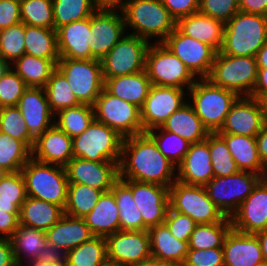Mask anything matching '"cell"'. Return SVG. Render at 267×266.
<instances>
[{
	"instance_id": "cell-65",
	"label": "cell",
	"mask_w": 267,
	"mask_h": 266,
	"mask_svg": "<svg viewBox=\"0 0 267 266\" xmlns=\"http://www.w3.org/2000/svg\"><path fill=\"white\" fill-rule=\"evenodd\" d=\"M250 97L257 99L260 105L264 120L267 123V93H252Z\"/></svg>"
},
{
	"instance_id": "cell-60",
	"label": "cell",
	"mask_w": 267,
	"mask_h": 266,
	"mask_svg": "<svg viewBox=\"0 0 267 266\" xmlns=\"http://www.w3.org/2000/svg\"><path fill=\"white\" fill-rule=\"evenodd\" d=\"M0 266H18L9 239L0 238Z\"/></svg>"
},
{
	"instance_id": "cell-29",
	"label": "cell",
	"mask_w": 267,
	"mask_h": 266,
	"mask_svg": "<svg viewBox=\"0 0 267 266\" xmlns=\"http://www.w3.org/2000/svg\"><path fill=\"white\" fill-rule=\"evenodd\" d=\"M9 240L18 266H23L21 254L27 262L52 255L45 231L19 224Z\"/></svg>"
},
{
	"instance_id": "cell-15",
	"label": "cell",
	"mask_w": 267,
	"mask_h": 266,
	"mask_svg": "<svg viewBox=\"0 0 267 266\" xmlns=\"http://www.w3.org/2000/svg\"><path fill=\"white\" fill-rule=\"evenodd\" d=\"M182 60L196 77L207 78L211 72L216 51L210 46L183 34L177 27L162 42Z\"/></svg>"
},
{
	"instance_id": "cell-42",
	"label": "cell",
	"mask_w": 267,
	"mask_h": 266,
	"mask_svg": "<svg viewBox=\"0 0 267 266\" xmlns=\"http://www.w3.org/2000/svg\"><path fill=\"white\" fill-rule=\"evenodd\" d=\"M44 88L54 115L63 109L81 104L73 94L66 77L58 68L53 71Z\"/></svg>"
},
{
	"instance_id": "cell-24",
	"label": "cell",
	"mask_w": 267,
	"mask_h": 266,
	"mask_svg": "<svg viewBox=\"0 0 267 266\" xmlns=\"http://www.w3.org/2000/svg\"><path fill=\"white\" fill-rule=\"evenodd\" d=\"M32 158L65 167L73 159L72 138L54 124L35 140Z\"/></svg>"
},
{
	"instance_id": "cell-38",
	"label": "cell",
	"mask_w": 267,
	"mask_h": 266,
	"mask_svg": "<svg viewBox=\"0 0 267 266\" xmlns=\"http://www.w3.org/2000/svg\"><path fill=\"white\" fill-rule=\"evenodd\" d=\"M25 53L50 60H59L55 29L25 25Z\"/></svg>"
},
{
	"instance_id": "cell-9",
	"label": "cell",
	"mask_w": 267,
	"mask_h": 266,
	"mask_svg": "<svg viewBox=\"0 0 267 266\" xmlns=\"http://www.w3.org/2000/svg\"><path fill=\"white\" fill-rule=\"evenodd\" d=\"M169 206L176 212L188 215L197 224L221 222L226 217L209 198L204 186L178 180L169 187Z\"/></svg>"
},
{
	"instance_id": "cell-45",
	"label": "cell",
	"mask_w": 267,
	"mask_h": 266,
	"mask_svg": "<svg viewBox=\"0 0 267 266\" xmlns=\"http://www.w3.org/2000/svg\"><path fill=\"white\" fill-rule=\"evenodd\" d=\"M32 157V150L18 139L0 132V166L8 172H18Z\"/></svg>"
},
{
	"instance_id": "cell-68",
	"label": "cell",
	"mask_w": 267,
	"mask_h": 266,
	"mask_svg": "<svg viewBox=\"0 0 267 266\" xmlns=\"http://www.w3.org/2000/svg\"><path fill=\"white\" fill-rule=\"evenodd\" d=\"M98 7L120 8L125 0H93Z\"/></svg>"
},
{
	"instance_id": "cell-1",
	"label": "cell",
	"mask_w": 267,
	"mask_h": 266,
	"mask_svg": "<svg viewBox=\"0 0 267 266\" xmlns=\"http://www.w3.org/2000/svg\"><path fill=\"white\" fill-rule=\"evenodd\" d=\"M176 167L146 132L123 138L118 164L120 179L170 187L176 181Z\"/></svg>"
},
{
	"instance_id": "cell-30",
	"label": "cell",
	"mask_w": 267,
	"mask_h": 266,
	"mask_svg": "<svg viewBox=\"0 0 267 266\" xmlns=\"http://www.w3.org/2000/svg\"><path fill=\"white\" fill-rule=\"evenodd\" d=\"M151 86L145 70L104 80V89L108 93L132 103L140 109L144 105Z\"/></svg>"
},
{
	"instance_id": "cell-67",
	"label": "cell",
	"mask_w": 267,
	"mask_h": 266,
	"mask_svg": "<svg viewBox=\"0 0 267 266\" xmlns=\"http://www.w3.org/2000/svg\"><path fill=\"white\" fill-rule=\"evenodd\" d=\"M255 57L258 68H267V42L259 49Z\"/></svg>"
},
{
	"instance_id": "cell-56",
	"label": "cell",
	"mask_w": 267,
	"mask_h": 266,
	"mask_svg": "<svg viewBox=\"0 0 267 266\" xmlns=\"http://www.w3.org/2000/svg\"><path fill=\"white\" fill-rule=\"evenodd\" d=\"M177 22L180 18L199 12V0H161Z\"/></svg>"
},
{
	"instance_id": "cell-2",
	"label": "cell",
	"mask_w": 267,
	"mask_h": 266,
	"mask_svg": "<svg viewBox=\"0 0 267 266\" xmlns=\"http://www.w3.org/2000/svg\"><path fill=\"white\" fill-rule=\"evenodd\" d=\"M267 42V16L238 11L224 27L222 54L253 56Z\"/></svg>"
},
{
	"instance_id": "cell-31",
	"label": "cell",
	"mask_w": 267,
	"mask_h": 266,
	"mask_svg": "<svg viewBox=\"0 0 267 266\" xmlns=\"http://www.w3.org/2000/svg\"><path fill=\"white\" fill-rule=\"evenodd\" d=\"M96 237H107L120 230L119 209L114 193L103 192L92 211L83 217Z\"/></svg>"
},
{
	"instance_id": "cell-58",
	"label": "cell",
	"mask_w": 267,
	"mask_h": 266,
	"mask_svg": "<svg viewBox=\"0 0 267 266\" xmlns=\"http://www.w3.org/2000/svg\"><path fill=\"white\" fill-rule=\"evenodd\" d=\"M19 225V213H7L0 210V238L9 239ZM5 235V236H4Z\"/></svg>"
},
{
	"instance_id": "cell-3",
	"label": "cell",
	"mask_w": 267,
	"mask_h": 266,
	"mask_svg": "<svg viewBox=\"0 0 267 266\" xmlns=\"http://www.w3.org/2000/svg\"><path fill=\"white\" fill-rule=\"evenodd\" d=\"M125 25L133 28L136 35L149 42V38H160L162 43L176 28V21L161 0H126L120 7Z\"/></svg>"
},
{
	"instance_id": "cell-34",
	"label": "cell",
	"mask_w": 267,
	"mask_h": 266,
	"mask_svg": "<svg viewBox=\"0 0 267 266\" xmlns=\"http://www.w3.org/2000/svg\"><path fill=\"white\" fill-rule=\"evenodd\" d=\"M64 215V209L54 203L27 197L19 210V224L47 231Z\"/></svg>"
},
{
	"instance_id": "cell-73",
	"label": "cell",
	"mask_w": 267,
	"mask_h": 266,
	"mask_svg": "<svg viewBox=\"0 0 267 266\" xmlns=\"http://www.w3.org/2000/svg\"><path fill=\"white\" fill-rule=\"evenodd\" d=\"M105 266H116V265H113V264H109V263H108V264H107V265H105Z\"/></svg>"
},
{
	"instance_id": "cell-5",
	"label": "cell",
	"mask_w": 267,
	"mask_h": 266,
	"mask_svg": "<svg viewBox=\"0 0 267 266\" xmlns=\"http://www.w3.org/2000/svg\"><path fill=\"white\" fill-rule=\"evenodd\" d=\"M21 173L28 197L54 203L64 209L68 191L65 167L42 163L31 157Z\"/></svg>"
},
{
	"instance_id": "cell-50",
	"label": "cell",
	"mask_w": 267,
	"mask_h": 266,
	"mask_svg": "<svg viewBox=\"0 0 267 266\" xmlns=\"http://www.w3.org/2000/svg\"><path fill=\"white\" fill-rule=\"evenodd\" d=\"M0 132L23 141L31 150L35 140L30 136L23 114L17 106L0 108Z\"/></svg>"
},
{
	"instance_id": "cell-4",
	"label": "cell",
	"mask_w": 267,
	"mask_h": 266,
	"mask_svg": "<svg viewBox=\"0 0 267 266\" xmlns=\"http://www.w3.org/2000/svg\"><path fill=\"white\" fill-rule=\"evenodd\" d=\"M195 81L189 88L192 107L210 133L223 126L232 105L240 97L237 93L213 85L207 78Z\"/></svg>"
},
{
	"instance_id": "cell-63",
	"label": "cell",
	"mask_w": 267,
	"mask_h": 266,
	"mask_svg": "<svg viewBox=\"0 0 267 266\" xmlns=\"http://www.w3.org/2000/svg\"><path fill=\"white\" fill-rule=\"evenodd\" d=\"M252 93H267V68H258L257 80Z\"/></svg>"
},
{
	"instance_id": "cell-21",
	"label": "cell",
	"mask_w": 267,
	"mask_h": 266,
	"mask_svg": "<svg viewBox=\"0 0 267 266\" xmlns=\"http://www.w3.org/2000/svg\"><path fill=\"white\" fill-rule=\"evenodd\" d=\"M266 124L256 98L240 96L217 133L256 137Z\"/></svg>"
},
{
	"instance_id": "cell-70",
	"label": "cell",
	"mask_w": 267,
	"mask_h": 266,
	"mask_svg": "<svg viewBox=\"0 0 267 266\" xmlns=\"http://www.w3.org/2000/svg\"><path fill=\"white\" fill-rule=\"evenodd\" d=\"M8 65L0 59V75L6 70Z\"/></svg>"
},
{
	"instance_id": "cell-12",
	"label": "cell",
	"mask_w": 267,
	"mask_h": 266,
	"mask_svg": "<svg viewBox=\"0 0 267 266\" xmlns=\"http://www.w3.org/2000/svg\"><path fill=\"white\" fill-rule=\"evenodd\" d=\"M262 178L254 172L238 171L227 177H213L204 187L222 213L231 217Z\"/></svg>"
},
{
	"instance_id": "cell-44",
	"label": "cell",
	"mask_w": 267,
	"mask_h": 266,
	"mask_svg": "<svg viewBox=\"0 0 267 266\" xmlns=\"http://www.w3.org/2000/svg\"><path fill=\"white\" fill-rule=\"evenodd\" d=\"M55 30L74 21L89 18L99 7L93 0H52Z\"/></svg>"
},
{
	"instance_id": "cell-71",
	"label": "cell",
	"mask_w": 267,
	"mask_h": 266,
	"mask_svg": "<svg viewBox=\"0 0 267 266\" xmlns=\"http://www.w3.org/2000/svg\"><path fill=\"white\" fill-rule=\"evenodd\" d=\"M9 172L6 171L2 166H0V181L8 174Z\"/></svg>"
},
{
	"instance_id": "cell-7",
	"label": "cell",
	"mask_w": 267,
	"mask_h": 266,
	"mask_svg": "<svg viewBox=\"0 0 267 266\" xmlns=\"http://www.w3.org/2000/svg\"><path fill=\"white\" fill-rule=\"evenodd\" d=\"M122 142L123 137L115 130L94 119L85 131L72 138L73 158L119 164Z\"/></svg>"
},
{
	"instance_id": "cell-43",
	"label": "cell",
	"mask_w": 267,
	"mask_h": 266,
	"mask_svg": "<svg viewBox=\"0 0 267 266\" xmlns=\"http://www.w3.org/2000/svg\"><path fill=\"white\" fill-rule=\"evenodd\" d=\"M55 115L58 121H54V124L71 138L80 135L95 119L94 108L88 104L69 107Z\"/></svg>"
},
{
	"instance_id": "cell-66",
	"label": "cell",
	"mask_w": 267,
	"mask_h": 266,
	"mask_svg": "<svg viewBox=\"0 0 267 266\" xmlns=\"http://www.w3.org/2000/svg\"><path fill=\"white\" fill-rule=\"evenodd\" d=\"M255 235L260 243L264 262L267 264V229L259 231Z\"/></svg>"
},
{
	"instance_id": "cell-18",
	"label": "cell",
	"mask_w": 267,
	"mask_h": 266,
	"mask_svg": "<svg viewBox=\"0 0 267 266\" xmlns=\"http://www.w3.org/2000/svg\"><path fill=\"white\" fill-rule=\"evenodd\" d=\"M184 96V89L152 85L140 109L143 133L161 127L170 115L186 103Z\"/></svg>"
},
{
	"instance_id": "cell-53",
	"label": "cell",
	"mask_w": 267,
	"mask_h": 266,
	"mask_svg": "<svg viewBox=\"0 0 267 266\" xmlns=\"http://www.w3.org/2000/svg\"><path fill=\"white\" fill-rule=\"evenodd\" d=\"M238 11L239 0H199V12L227 23Z\"/></svg>"
},
{
	"instance_id": "cell-36",
	"label": "cell",
	"mask_w": 267,
	"mask_h": 266,
	"mask_svg": "<svg viewBox=\"0 0 267 266\" xmlns=\"http://www.w3.org/2000/svg\"><path fill=\"white\" fill-rule=\"evenodd\" d=\"M59 60L42 59L24 54L13 64L14 71L28 87H45Z\"/></svg>"
},
{
	"instance_id": "cell-14",
	"label": "cell",
	"mask_w": 267,
	"mask_h": 266,
	"mask_svg": "<svg viewBox=\"0 0 267 266\" xmlns=\"http://www.w3.org/2000/svg\"><path fill=\"white\" fill-rule=\"evenodd\" d=\"M107 260L116 266H142L151 258L147 230H119L106 237Z\"/></svg>"
},
{
	"instance_id": "cell-47",
	"label": "cell",
	"mask_w": 267,
	"mask_h": 266,
	"mask_svg": "<svg viewBox=\"0 0 267 266\" xmlns=\"http://www.w3.org/2000/svg\"><path fill=\"white\" fill-rule=\"evenodd\" d=\"M20 15L25 25L55 29L52 0H20Z\"/></svg>"
},
{
	"instance_id": "cell-10",
	"label": "cell",
	"mask_w": 267,
	"mask_h": 266,
	"mask_svg": "<svg viewBox=\"0 0 267 266\" xmlns=\"http://www.w3.org/2000/svg\"><path fill=\"white\" fill-rule=\"evenodd\" d=\"M57 68L66 77L78 101L93 106L104 89L101 61L60 57Z\"/></svg>"
},
{
	"instance_id": "cell-69",
	"label": "cell",
	"mask_w": 267,
	"mask_h": 266,
	"mask_svg": "<svg viewBox=\"0 0 267 266\" xmlns=\"http://www.w3.org/2000/svg\"><path fill=\"white\" fill-rule=\"evenodd\" d=\"M0 210L7 213H19L20 208L14 203V201L0 200Z\"/></svg>"
},
{
	"instance_id": "cell-6",
	"label": "cell",
	"mask_w": 267,
	"mask_h": 266,
	"mask_svg": "<svg viewBox=\"0 0 267 266\" xmlns=\"http://www.w3.org/2000/svg\"><path fill=\"white\" fill-rule=\"evenodd\" d=\"M257 73L256 57L231 56L218 51L207 79L213 85L231 90L239 96H251Z\"/></svg>"
},
{
	"instance_id": "cell-62",
	"label": "cell",
	"mask_w": 267,
	"mask_h": 266,
	"mask_svg": "<svg viewBox=\"0 0 267 266\" xmlns=\"http://www.w3.org/2000/svg\"><path fill=\"white\" fill-rule=\"evenodd\" d=\"M28 263H30L28 264L29 266L31 265V263H32L31 266H66L64 257L60 255H54V254L48 257L30 261Z\"/></svg>"
},
{
	"instance_id": "cell-46",
	"label": "cell",
	"mask_w": 267,
	"mask_h": 266,
	"mask_svg": "<svg viewBox=\"0 0 267 266\" xmlns=\"http://www.w3.org/2000/svg\"><path fill=\"white\" fill-rule=\"evenodd\" d=\"M157 131L160 133L156 134ZM146 133L154 140L161 154L175 166L181 163L191 145L178 134L163 130L161 127L153 128Z\"/></svg>"
},
{
	"instance_id": "cell-59",
	"label": "cell",
	"mask_w": 267,
	"mask_h": 266,
	"mask_svg": "<svg viewBox=\"0 0 267 266\" xmlns=\"http://www.w3.org/2000/svg\"><path fill=\"white\" fill-rule=\"evenodd\" d=\"M239 9L244 13L267 16V0H239Z\"/></svg>"
},
{
	"instance_id": "cell-64",
	"label": "cell",
	"mask_w": 267,
	"mask_h": 266,
	"mask_svg": "<svg viewBox=\"0 0 267 266\" xmlns=\"http://www.w3.org/2000/svg\"><path fill=\"white\" fill-rule=\"evenodd\" d=\"M142 266H184V263L177 261L159 260L151 257Z\"/></svg>"
},
{
	"instance_id": "cell-25",
	"label": "cell",
	"mask_w": 267,
	"mask_h": 266,
	"mask_svg": "<svg viewBox=\"0 0 267 266\" xmlns=\"http://www.w3.org/2000/svg\"><path fill=\"white\" fill-rule=\"evenodd\" d=\"M224 266H264L260 243L255 234L230 229L223 242Z\"/></svg>"
},
{
	"instance_id": "cell-41",
	"label": "cell",
	"mask_w": 267,
	"mask_h": 266,
	"mask_svg": "<svg viewBox=\"0 0 267 266\" xmlns=\"http://www.w3.org/2000/svg\"><path fill=\"white\" fill-rule=\"evenodd\" d=\"M231 228V220L227 216L221 222L197 224L188 242L189 249L222 248Z\"/></svg>"
},
{
	"instance_id": "cell-51",
	"label": "cell",
	"mask_w": 267,
	"mask_h": 266,
	"mask_svg": "<svg viewBox=\"0 0 267 266\" xmlns=\"http://www.w3.org/2000/svg\"><path fill=\"white\" fill-rule=\"evenodd\" d=\"M12 68V66H8L0 75V108L17 106L24 91L28 88Z\"/></svg>"
},
{
	"instance_id": "cell-11",
	"label": "cell",
	"mask_w": 267,
	"mask_h": 266,
	"mask_svg": "<svg viewBox=\"0 0 267 266\" xmlns=\"http://www.w3.org/2000/svg\"><path fill=\"white\" fill-rule=\"evenodd\" d=\"M95 120L115 130L123 138L143 133L141 110L103 89L94 105Z\"/></svg>"
},
{
	"instance_id": "cell-57",
	"label": "cell",
	"mask_w": 267,
	"mask_h": 266,
	"mask_svg": "<svg viewBox=\"0 0 267 266\" xmlns=\"http://www.w3.org/2000/svg\"><path fill=\"white\" fill-rule=\"evenodd\" d=\"M20 22V0H0V30Z\"/></svg>"
},
{
	"instance_id": "cell-13",
	"label": "cell",
	"mask_w": 267,
	"mask_h": 266,
	"mask_svg": "<svg viewBox=\"0 0 267 266\" xmlns=\"http://www.w3.org/2000/svg\"><path fill=\"white\" fill-rule=\"evenodd\" d=\"M149 45L147 40L136 35L123 36L100 60L103 79L145 70V57Z\"/></svg>"
},
{
	"instance_id": "cell-72",
	"label": "cell",
	"mask_w": 267,
	"mask_h": 266,
	"mask_svg": "<svg viewBox=\"0 0 267 266\" xmlns=\"http://www.w3.org/2000/svg\"><path fill=\"white\" fill-rule=\"evenodd\" d=\"M263 178L267 181V166H266V169H265V173H264Z\"/></svg>"
},
{
	"instance_id": "cell-28",
	"label": "cell",
	"mask_w": 267,
	"mask_h": 266,
	"mask_svg": "<svg viewBox=\"0 0 267 266\" xmlns=\"http://www.w3.org/2000/svg\"><path fill=\"white\" fill-rule=\"evenodd\" d=\"M176 27L186 36L210 45L216 52L222 47L225 24L220 20L197 12L180 18Z\"/></svg>"
},
{
	"instance_id": "cell-35",
	"label": "cell",
	"mask_w": 267,
	"mask_h": 266,
	"mask_svg": "<svg viewBox=\"0 0 267 266\" xmlns=\"http://www.w3.org/2000/svg\"><path fill=\"white\" fill-rule=\"evenodd\" d=\"M147 231L153 258L180 263L185 262L189 251L188 242L175 238L165 224L150 227Z\"/></svg>"
},
{
	"instance_id": "cell-61",
	"label": "cell",
	"mask_w": 267,
	"mask_h": 266,
	"mask_svg": "<svg viewBox=\"0 0 267 266\" xmlns=\"http://www.w3.org/2000/svg\"><path fill=\"white\" fill-rule=\"evenodd\" d=\"M257 148L262 164L267 166V123L256 136Z\"/></svg>"
},
{
	"instance_id": "cell-37",
	"label": "cell",
	"mask_w": 267,
	"mask_h": 266,
	"mask_svg": "<svg viewBox=\"0 0 267 266\" xmlns=\"http://www.w3.org/2000/svg\"><path fill=\"white\" fill-rule=\"evenodd\" d=\"M111 191L119 209L120 230H143V217L133 199L131 188L119 178Z\"/></svg>"
},
{
	"instance_id": "cell-48",
	"label": "cell",
	"mask_w": 267,
	"mask_h": 266,
	"mask_svg": "<svg viewBox=\"0 0 267 266\" xmlns=\"http://www.w3.org/2000/svg\"><path fill=\"white\" fill-rule=\"evenodd\" d=\"M24 35L25 24L23 22L0 30V59L8 66H12V63L25 54Z\"/></svg>"
},
{
	"instance_id": "cell-40",
	"label": "cell",
	"mask_w": 267,
	"mask_h": 266,
	"mask_svg": "<svg viewBox=\"0 0 267 266\" xmlns=\"http://www.w3.org/2000/svg\"><path fill=\"white\" fill-rule=\"evenodd\" d=\"M103 191L79 183H68L67 201L64 214L83 218L90 213Z\"/></svg>"
},
{
	"instance_id": "cell-8",
	"label": "cell",
	"mask_w": 267,
	"mask_h": 266,
	"mask_svg": "<svg viewBox=\"0 0 267 266\" xmlns=\"http://www.w3.org/2000/svg\"><path fill=\"white\" fill-rule=\"evenodd\" d=\"M150 44L145 57V71L152 85L187 89L196 78L180 58L163 43ZM186 85V86H185Z\"/></svg>"
},
{
	"instance_id": "cell-19",
	"label": "cell",
	"mask_w": 267,
	"mask_h": 266,
	"mask_svg": "<svg viewBox=\"0 0 267 266\" xmlns=\"http://www.w3.org/2000/svg\"><path fill=\"white\" fill-rule=\"evenodd\" d=\"M230 220L232 229L245 234H256L267 229V181L264 178L239 205Z\"/></svg>"
},
{
	"instance_id": "cell-32",
	"label": "cell",
	"mask_w": 267,
	"mask_h": 266,
	"mask_svg": "<svg viewBox=\"0 0 267 266\" xmlns=\"http://www.w3.org/2000/svg\"><path fill=\"white\" fill-rule=\"evenodd\" d=\"M161 128L178 134L191 144L205 141L210 134L201 119L196 115L191 103L183 104L168 117Z\"/></svg>"
},
{
	"instance_id": "cell-54",
	"label": "cell",
	"mask_w": 267,
	"mask_h": 266,
	"mask_svg": "<svg viewBox=\"0 0 267 266\" xmlns=\"http://www.w3.org/2000/svg\"><path fill=\"white\" fill-rule=\"evenodd\" d=\"M164 224L175 238L185 242H189L190 236L197 225V223L191 217L176 212L170 207L168 209Z\"/></svg>"
},
{
	"instance_id": "cell-20",
	"label": "cell",
	"mask_w": 267,
	"mask_h": 266,
	"mask_svg": "<svg viewBox=\"0 0 267 266\" xmlns=\"http://www.w3.org/2000/svg\"><path fill=\"white\" fill-rule=\"evenodd\" d=\"M68 183H79L103 192L110 191L119 179L117 162H94L73 158L66 166Z\"/></svg>"
},
{
	"instance_id": "cell-27",
	"label": "cell",
	"mask_w": 267,
	"mask_h": 266,
	"mask_svg": "<svg viewBox=\"0 0 267 266\" xmlns=\"http://www.w3.org/2000/svg\"><path fill=\"white\" fill-rule=\"evenodd\" d=\"M56 33L60 57L94 59L89 47L94 34L90 30V17L59 27Z\"/></svg>"
},
{
	"instance_id": "cell-55",
	"label": "cell",
	"mask_w": 267,
	"mask_h": 266,
	"mask_svg": "<svg viewBox=\"0 0 267 266\" xmlns=\"http://www.w3.org/2000/svg\"><path fill=\"white\" fill-rule=\"evenodd\" d=\"M184 266H224L223 248L189 249Z\"/></svg>"
},
{
	"instance_id": "cell-26",
	"label": "cell",
	"mask_w": 267,
	"mask_h": 266,
	"mask_svg": "<svg viewBox=\"0 0 267 266\" xmlns=\"http://www.w3.org/2000/svg\"><path fill=\"white\" fill-rule=\"evenodd\" d=\"M177 170L176 180L189 185L205 186L214 177L208 136L205 141L190 145Z\"/></svg>"
},
{
	"instance_id": "cell-22",
	"label": "cell",
	"mask_w": 267,
	"mask_h": 266,
	"mask_svg": "<svg viewBox=\"0 0 267 266\" xmlns=\"http://www.w3.org/2000/svg\"><path fill=\"white\" fill-rule=\"evenodd\" d=\"M23 114L30 136L36 140L44 131L54 125L52 113L43 87H28L17 104Z\"/></svg>"
},
{
	"instance_id": "cell-17",
	"label": "cell",
	"mask_w": 267,
	"mask_h": 266,
	"mask_svg": "<svg viewBox=\"0 0 267 266\" xmlns=\"http://www.w3.org/2000/svg\"><path fill=\"white\" fill-rule=\"evenodd\" d=\"M143 217V230L164 224L169 209V187L156 183L123 180Z\"/></svg>"
},
{
	"instance_id": "cell-49",
	"label": "cell",
	"mask_w": 267,
	"mask_h": 266,
	"mask_svg": "<svg viewBox=\"0 0 267 266\" xmlns=\"http://www.w3.org/2000/svg\"><path fill=\"white\" fill-rule=\"evenodd\" d=\"M208 147L211 155L214 177H227L240 171L226 142L218 133L208 135Z\"/></svg>"
},
{
	"instance_id": "cell-52",
	"label": "cell",
	"mask_w": 267,
	"mask_h": 266,
	"mask_svg": "<svg viewBox=\"0 0 267 266\" xmlns=\"http://www.w3.org/2000/svg\"><path fill=\"white\" fill-rule=\"evenodd\" d=\"M27 197L26 185L21 171L9 172L0 181V200L14 201L20 208Z\"/></svg>"
},
{
	"instance_id": "cell-23",
	"label": "cell",
	"mask_w": 267,
	"mask_h": 266,
	"mask_svg": "<svg viewBox=\"0 0 267 266\" xmlns=\"http://www.w3.org/2000/svg\"><path fill=\"white\" fill-rule=\"evenodd\" d=\"M46 236L51 253L60 256L94 237L83 218L66 214L46 231Z\"/></svg>"
},
{
	"instance_id": "cell-33",
	"label": "cell",
	"mask_w": 267,
	"mask_h": 266,
	"mask_svg": "<svg viewBox=\"0 0 267 266\" xmlns=\"http://www.w3.org/2000/svg\"><path fill=\"white\" fill-rule=\"evenodd\" d=\"M227 147L240 171H250L264 176L266 167L259 157L256 137L236 134L218 133Z\"/></svg>"
},
{
	"instance_id": "cell-39",
	"label": "cell",
	"mask_w": 267,
	"mask_h": 266,
	"mask_svg": "<svg viewBox=\"0 0 267 266\" xmlns=\"http://www.w3.org/2000/svg\"><path fill=\"white\" fill-rule=\"evenodd\" d=\"M63 257L66 266H105L108 264L106 238L94 236Z\"/></svg>"
},
{
	"instance_id": "cell-16",
	"label": "cell",
	"mask_w": 267,
	"mask_h": 266,
	"mask_svg": "<svg viewBox=\"0 0 267 266\" xmlns=\"http://www.w3.org/2000/svg\"><path fill=\"white\" fill-rule=\"evenodd\" d=\"M99 7L90 16V30L94 32L89 44L91 55L94 59L101 60L123 37L125 20L122 11Z\"/></svg>"
}]
</instances>
